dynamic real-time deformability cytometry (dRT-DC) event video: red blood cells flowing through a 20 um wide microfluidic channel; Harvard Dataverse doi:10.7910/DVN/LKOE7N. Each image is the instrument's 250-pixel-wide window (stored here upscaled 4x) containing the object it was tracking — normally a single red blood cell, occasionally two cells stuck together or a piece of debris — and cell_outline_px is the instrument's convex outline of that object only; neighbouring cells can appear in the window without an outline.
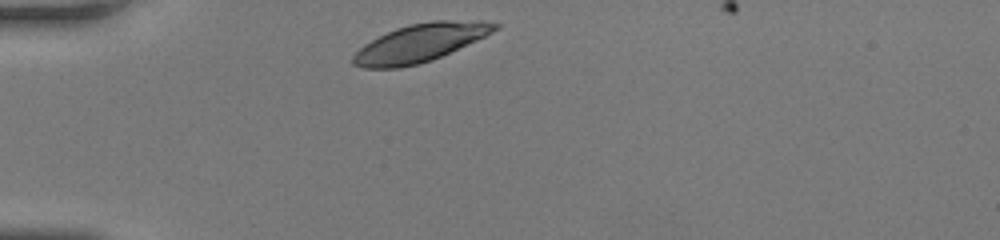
{"species": "human", "species_latin": "Homo sapiens", "temperature_condition": "room temperature", "stored_images_in_passage": 28, "camera_frame_rate_fps": 3000, "um_per_image_px": 0.085, "donor": {"sex": "female"}, "frame": {"image": 1, "passage_image": 1, "time_ms": 0.0, "image_size_px": [1000, 240], "cell_outline_px": [[500, 28], [476, 40], [432, 60], [400, 68], [364, 68], [352, 64], [352, 56], [364, 44], [396, 28], [412, 24], [432, 20], [480, 20], [500, 24]], "centroid_in_image_um": [35.72, 3.64], "position_along_channel_um": 49.3, "area_um2": 31.04}}
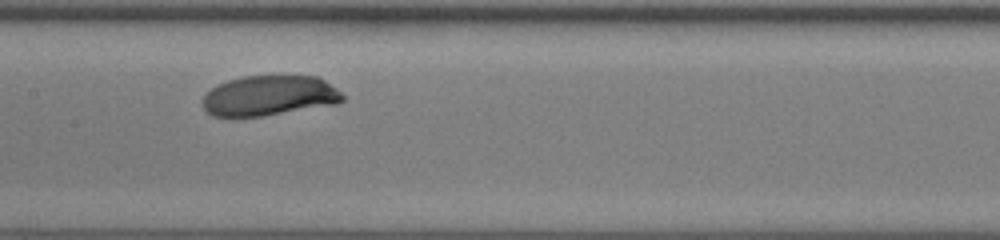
{"frame": {"image": 2, "passage_image": 13, "time_ms": 4.0, "image_size_px": [1000, 240], "cell_outline_px": [[344, 100], [336, 104], [264, 116], [212, 116], [200, 104], [204, 96], [216, 84], [228, 80], [244, 76], [316, 76], [324, 80], [336, 88], [344, 96]], "centroid_in_image_um": [22.88, 8.13], "position_along_channel_um": 184.5, "area_um2": 32.77}}
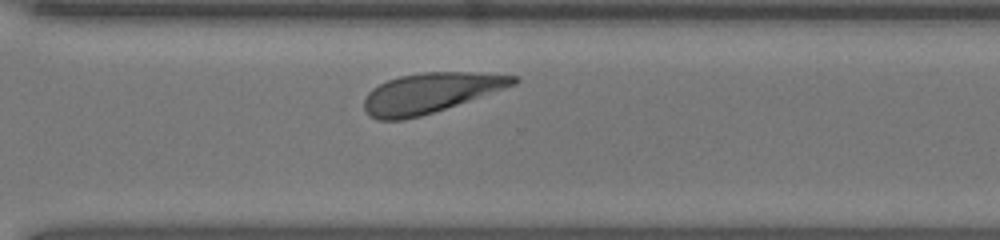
{"frame": {"image": 3, "passage_image": 24, "time_ms": 7.667, "image_size_px": [1000, 240], "cell_outline_px": [[520, 80], [516, 84], [420, 116], [404, 120], [376, 120], [368, 116], [364, 108], [364, 100], [368, 92], [372, 88], [388, 80], [400, 76], [420, 72], [468, 72], [520, 76]], "centroid_in_image_um": [36.53, 7.89], "position_along_channel_um": 334.1, "area_um2": 34.39}}